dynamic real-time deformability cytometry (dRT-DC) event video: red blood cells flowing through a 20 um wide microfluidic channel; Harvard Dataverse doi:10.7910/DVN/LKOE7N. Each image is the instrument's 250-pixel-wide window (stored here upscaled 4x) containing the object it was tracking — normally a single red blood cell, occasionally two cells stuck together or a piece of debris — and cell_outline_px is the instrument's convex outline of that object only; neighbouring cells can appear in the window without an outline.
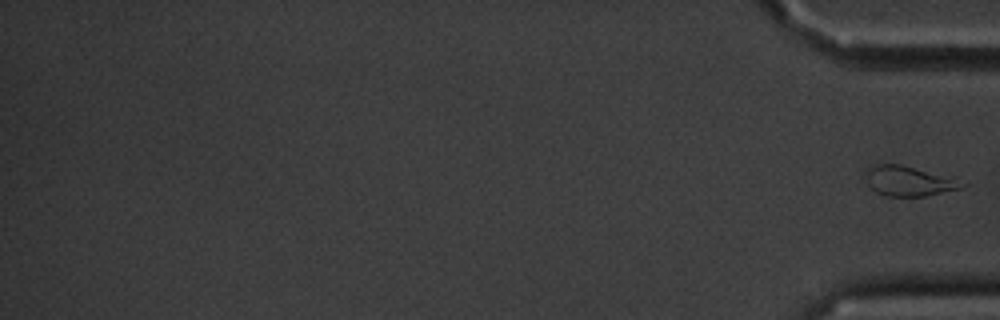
{"species": "common noctule bat (a hibernating species)", "species_latin": "Nyctalus noctula", "temperature_condition": "cold", "stored_images_in_passage": 17, "segment_of_instrument_passage": [2, 2], "camera_frame_rate_fps": 3000, "um_per_image_px": 0.085, "animal": {"sex": "male", "body_mass_g": 20.1, "forearm_length_mm": 53.5}, "frame": {"image": 1, "passage_image": 17, "time_ms": 18.667, "image_size_px": [1000, 320], "cell_outline_px": [[968, 184], [964, 188], [924, 196], [884, 196], [876, 192], [868, 184], [864, 168], [872, 164], [900, 164], [948, 176]], "centroid_in_image_um": [77.22, 15.38], "position_along_channel_um": 358.0, "area_um2": 16.94}}